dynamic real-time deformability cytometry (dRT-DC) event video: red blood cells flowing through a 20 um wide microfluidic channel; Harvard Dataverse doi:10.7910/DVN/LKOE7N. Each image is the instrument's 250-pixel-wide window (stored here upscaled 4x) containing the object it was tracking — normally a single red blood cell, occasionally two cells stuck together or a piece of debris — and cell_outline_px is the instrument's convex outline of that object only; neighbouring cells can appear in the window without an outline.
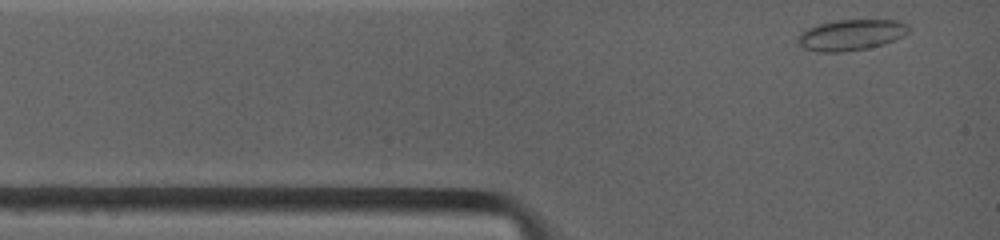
{"species": "common noctule bat (a hibernating species)", "species_latin": "Nyctalus noctula", "temperature_condition": "warm", "stored_images_in_passage": 33, "camera_frame_rate_fps": 4500, "um_per_image_px": 0.085, "animal": {"sex": "female", "body_mass_g": 19.0, "forearm_length_mm": 53.3}, "frame": {"image": 1, "passage_image": 1, "time_ms": 0.0, "image_size_px": [1000, 240], "cell_outline_px": [[908, 32], [904, 36], [884, 44], [868, 48], [840, 52], [816, 52], [804, 48], [796, 40], [796, 36], [800, 32], [816, 24], [836, 20], [896, 20], [908, 24]], "centroid_in_image_um": [72.3, 2.97], "position_along_channel_um": 12.7, "area_um2": 20.11}}
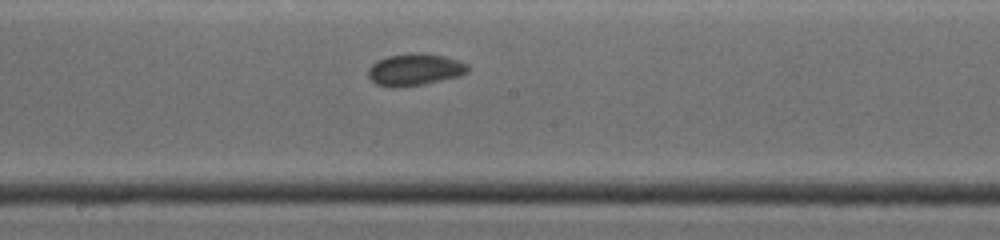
{"frame": {"image": 2, "passage_image": 18, "time_ms": 6.0, "image_size_px": [1000, 240], "cell_outline_px": [[468, 72], [460, 76], [420, 84], [376, 84], [368, 76], [368, 68], [376, 60], [388, 56], [420, 52], [444, 56], [460, 60], [468, 64]], "centroid_in_image_um": [35.31, 5.86], "position_along_channel_um": 212.9, "area_um2": 17.86}}
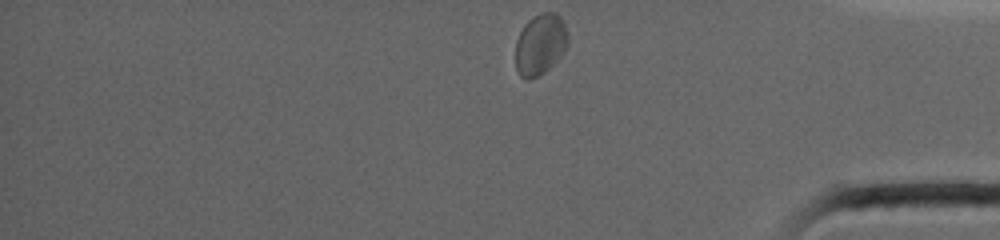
{"frame": {"image": 3, "passage_image": 33, "time_ms": 11.111, "image_size_px": [1000, 240], "cell_outline_px": [[568, 40], [564, 52], [548, 68], [536, 76], [528, 80], [520, 76], [516, 68], [516, 40], [524, 24], [532, 16], [540, 12], [556, 12], [564, 20], [568, 36]], "centroid_in_image_um": [45.92, 3.72], "position_along_channel_um": 389.3, "area_um2": 18.67}, "authors_computed_cell_mechanics": {"area_um2": 16.9932, "velocity_mm_per_s": 3.8432, "shape_relaxation_time_tau1_ms": null, "shape_relaxation_time_tau2_ms": 1.0961, "deformation_change_tau1": null, "deformation_change_tau2": 0.034}}